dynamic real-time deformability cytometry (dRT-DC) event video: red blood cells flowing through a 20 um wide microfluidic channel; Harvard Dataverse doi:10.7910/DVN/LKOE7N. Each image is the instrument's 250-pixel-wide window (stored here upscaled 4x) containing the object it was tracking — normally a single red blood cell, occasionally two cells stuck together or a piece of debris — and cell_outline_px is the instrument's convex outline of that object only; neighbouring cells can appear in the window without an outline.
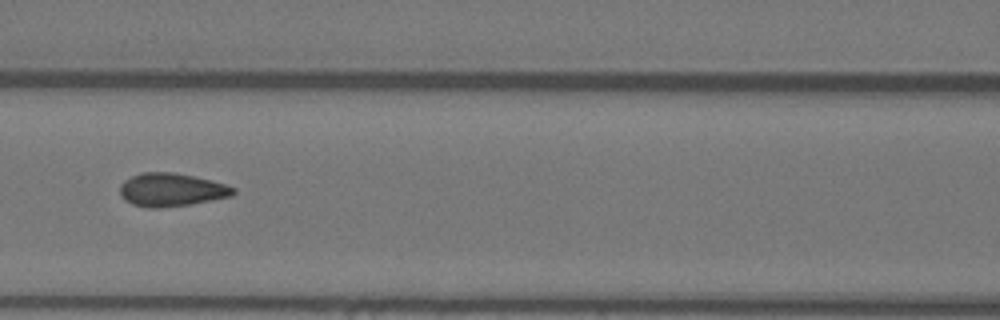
{"species": "Egyptian fruit bat (a non-hibernating species)", "species_latin": "Rousettus aegyptiacus", "temperature_condition": "warm", "stored_images_in_passage": 9, "camera_frame_rate_fps": 3000, "um_per_image_px": 0.085, "animal": {"sex": "female"}, "frame": {"image": 1, "passage_image": 6, "time_ms": 1.667, "image_size_px": [1000, 320], "cell_outline_px": [[236, 192], [232, 196], [192, 204], [160, 208], [148, 208], [132, 204], [120, 192], [120, 184], [124, 180], [140, 172], [172, 172], [192, 176], [224, 184], [236, 188]], "centroid_in_image_um": [14.57, 16.13], "position_along_channel_um": 152.0, "area_um2": 21.79}}
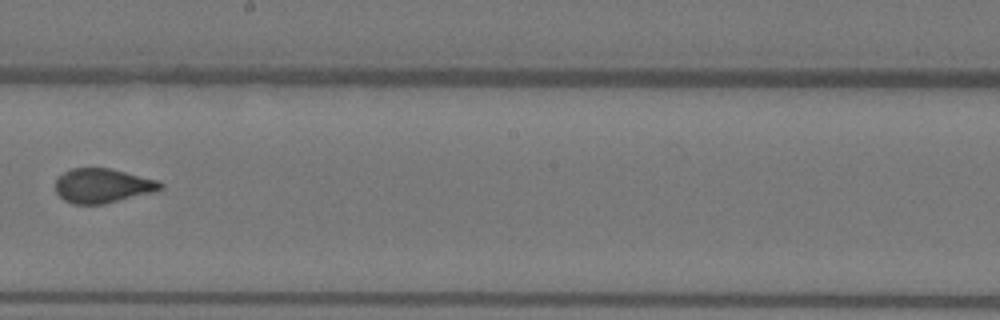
{"frame": {"image": 2, "passage_image": 8, "time_ms": 2.333, "image_size_px": [1000, 320], "cell_outline_px": [[164, 188], [156, 192], [104, 204], [72, 204], [64, 200], [56, 192], [56, 180], [64, 172], [72, 168], [108, 168], [160, 180], [164, 184]], "centroid_in_image_um": [8.78, 15.79], "position_along_channel_um": 239.4, "area_um2": 21.21}}
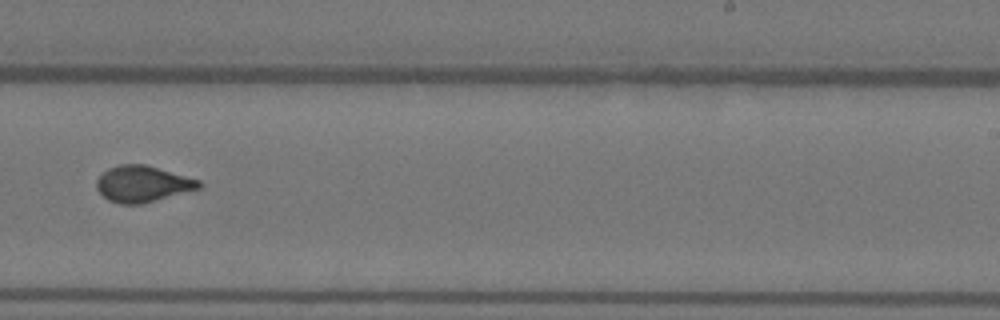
{"frame": {"image": 3, "passage_image": 9, "time_ms": 2.667, "image_size_px": [1000, 320], "cell_outline_px": [[204, 184], [200, 188], [156, 200], [140, 204], [120, 204], [108, 200], [96, 188], [96, 180], [108, 168], [120, 164], [144, 164], [200, 180]], "centroid_in_image_um": [12.11, 15.63], "position_along_channel_um": 276.9, "area_um2": 21.44}}